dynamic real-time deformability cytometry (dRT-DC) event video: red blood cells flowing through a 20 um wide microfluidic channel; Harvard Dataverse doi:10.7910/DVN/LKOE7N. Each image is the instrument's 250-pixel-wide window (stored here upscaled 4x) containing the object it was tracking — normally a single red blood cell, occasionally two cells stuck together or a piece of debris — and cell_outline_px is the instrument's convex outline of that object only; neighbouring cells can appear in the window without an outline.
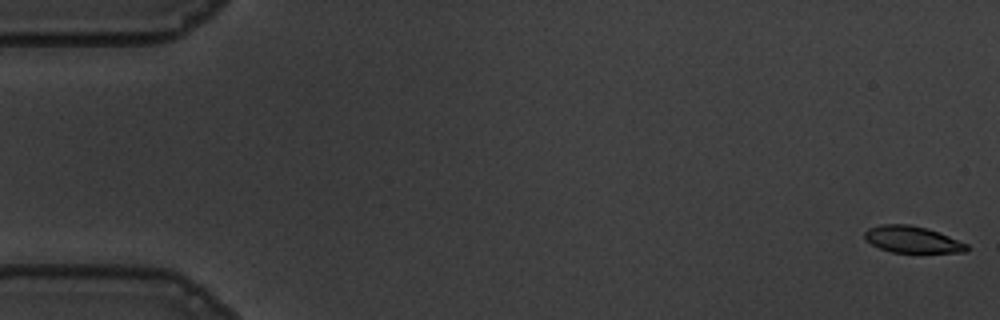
{"species": "common noctule bat (a hibernating species)", "species_latin": "Nyctalus noctula", "temperature_condition": "warm", "stored_images_in_passage": 56, "camera_frame_rate_fps": 3000, "um_per_image_px": 0.085, "animal": {"sex": "male", "body_mass_g": 19.5, "forearm_length_mm": 54.6}, "frame": {"image": 1, "passage_image": 1, "time_ms": 0.0, "image_size_px": [1000, 320], "cell_outline_px": [[968, 248], [964, 252], [892, 252], [880, 248], [864, 240], [864, 232], [868, 228], [880, 224], [908, 224], [928, 228], [968, 244]], "centroid_in_image_um": [77.5, 20.34], "position_along_channel_um": 7.5, "area_um2": 15.78}}
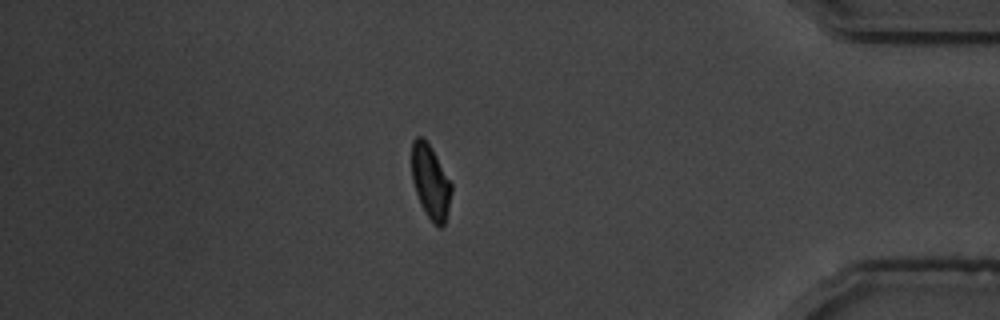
{"frame": {"image": 2, "passage_image": 48, "time_ms": 15.667, "image_size_px": [1000, 320], "cell_outline_px": [[452, 188], [448, 208], [444, 224], [440, 228], [432, 224], [424, 212], [420, 204], [412, 180], [412, 140], [416, 136], [420, 136], [432, 148], [452, 184]], "centroid_in_image_um": [36.58, 15.48], "position_along_channel_um": 398.6, "area_um2": 17.05}}
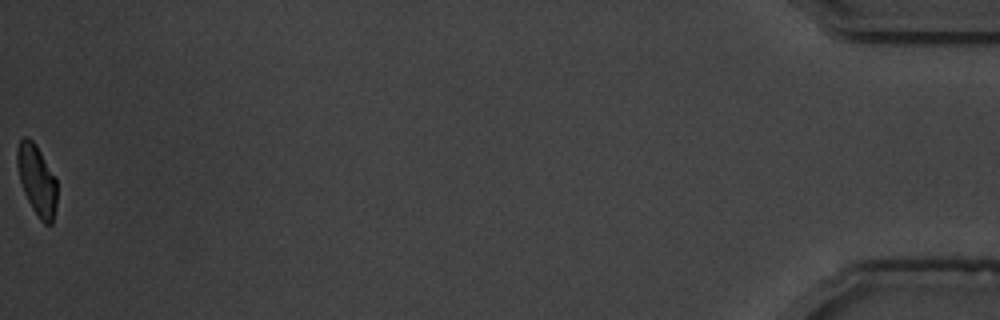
{"frame": {"image": 3, "passage_image": 56, "time_ms": 18.333, "image_size_px": [1000, 320], "cell_outline_px": [[56, 204], [52, 224], [44, 224], [40, 220], [32, 208], [24, 192], [20, 180], [16, 164], [16, 148], [20, 140], [24, 136], [28, 136], [36, 144], [56, 176]], "centroid_in_image_um": [3.12, 15.26], "position_along_channel_um": 432.1, "area_um2": 16.53}, "authors_computed_cell_mechanics": {"area_um2": 17.629, "velocity_mm_per_s": 3.6465, "shape_relaxation_time_tau1_ms": 3.7134, "shape_relaxation_time_tau2_ms": 2.3706, "deformation_change_tau1": 0.1574, "deformation_change_tau2": 0.0683}}